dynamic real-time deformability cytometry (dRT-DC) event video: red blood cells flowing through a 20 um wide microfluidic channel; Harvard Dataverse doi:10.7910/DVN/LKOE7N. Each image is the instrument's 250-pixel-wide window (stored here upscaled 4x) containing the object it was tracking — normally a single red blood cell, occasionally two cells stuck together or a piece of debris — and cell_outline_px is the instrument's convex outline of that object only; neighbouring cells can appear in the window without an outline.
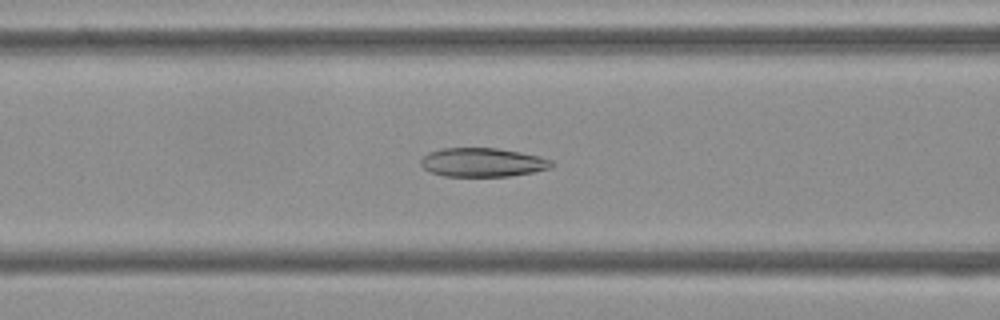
{"species": "Egyptian fruit bat (a non-hibernating species)", "species_latin": "Rousettus aegyptiacus", "temperature_condition": "cold", "stored_images_in_passage": 50, "camera_frame_rate_fps": 3000, "um_per_image_px": 0.085, "frame": {"image": 1, "passage_image": 18, "time_ms": 5.667, "image_size_px": [1000, 320], "cell_outline_px": [[556, 164], [552, 168], [532, 172], [508, 176], [444, 176], [432, 172], [424, 168], [420, 164], [420, 160], [428, 152], [444, 148], [496, 148], [520, 152], [540, 156], [552, 160]], "centroid_in_image_um": [41.05, 13.8], "position_along_channel_um": 125.5, "area_um2": 22.02}}
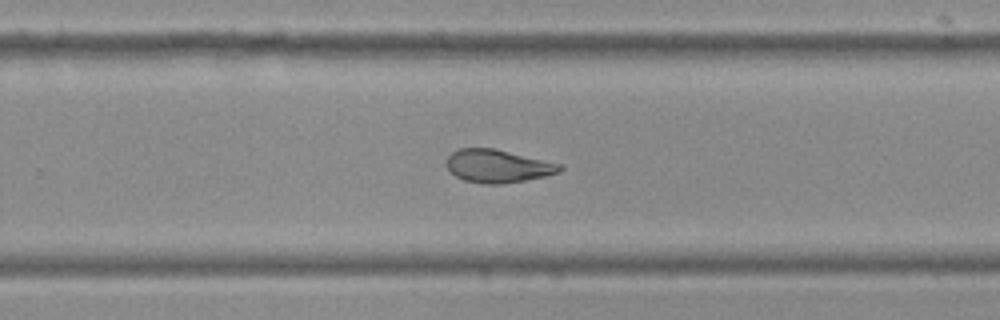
{"frame": {"image": 2, "passage_image": 31, "time_ms": 10.0, "image_size_px": [1000, 320], "cell_outline_px": [[564, 168], [560, 172], [544, 176], [524, 180], [500, 184], [484, 184], [464, 180], [456, 176], [448, 168], [448, 156], [452, 152], [460, 148], [492, 148], [564, 164]], "centroid_in_image_um": [42.35, 14.11], "position_along_channel_um": 287.4, "area_um2": 21.62}}
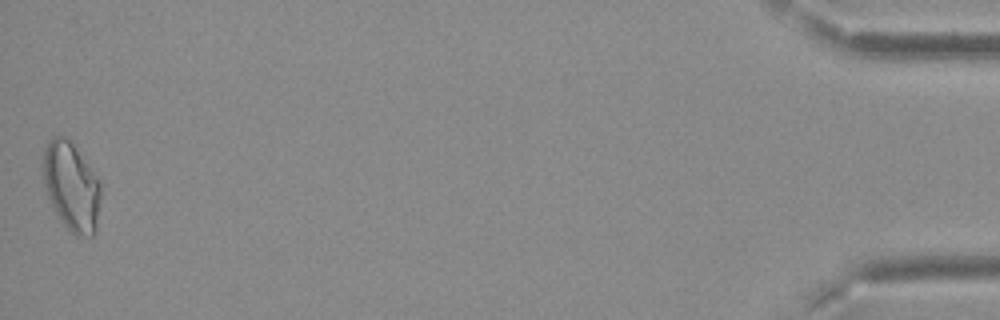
{"frame": {"image": 3, "passage_image": 50, "time_ms": 16.333, "image_size_px": [1000, 320], "cell_outline_px": [[100, 200], [96, 232], [92, 236], [76, 236], [60, 220], [48, 196], [44, 184], [44, 148], [48, 140], [52, 136], [64, 136], [72, 144], [100, 180]], "centroid_in_image_um": [6.08, 15.87], "position_along_channel_um": 429.1, "area_um2": 29.36}, "authors_computed_cell_mechanics": {"area_um2": 23.3223, "velocity_mm_per_s": 3.7435, "shape_relaxation_time_tau1_ms": 10.0301, "shape_relaxation_time_tau2_ms": 2.5335, "deformation_change_tau1": 0.2166, "deformation_change_tau2": 0.0937}}